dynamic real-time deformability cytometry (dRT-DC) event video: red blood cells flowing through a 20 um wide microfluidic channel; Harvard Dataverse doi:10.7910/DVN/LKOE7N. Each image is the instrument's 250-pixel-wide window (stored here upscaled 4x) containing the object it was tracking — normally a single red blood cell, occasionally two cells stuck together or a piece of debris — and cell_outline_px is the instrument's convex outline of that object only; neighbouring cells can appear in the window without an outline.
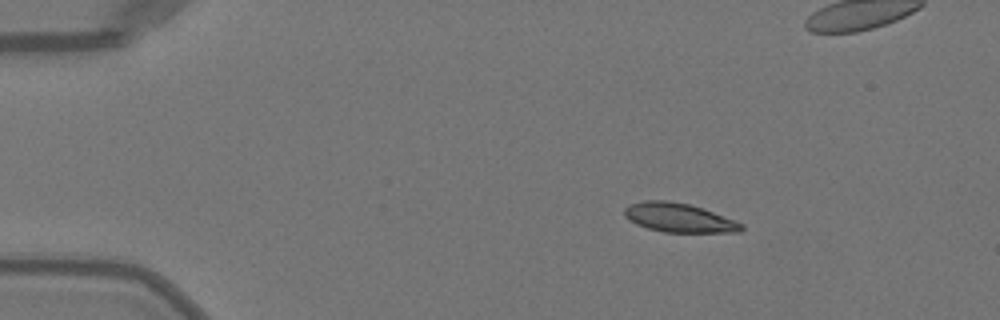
{"species": "Egyptian fruit bat (a non-hibernating species)", "species_latin": "Rousettus aegyptiacus", "temperature_condition": "warm", "stored_images_in_passage": 3, "camera_frame_rate_fps": 3000, "um_per_image_px": 0.085, "animal": {"sex": "female"}, "frame": {"image": 1, "passage_image": 1, "time_ms": 0.0, "image_size_px": [1000, 320], "cell_outline_px": [[744, 228], [740, 232], [664, 232], [648, 228], [636, 224], [628, 220], [624, 216], [624, 208], [628, 204], [644, 200], [664, 200], [688, 204], [704, 208], [744, 224]], "centroid_in_image_um": [57.68, 18.5], "position_along_channel_um": 27.3, "area_um2": 19.88}}